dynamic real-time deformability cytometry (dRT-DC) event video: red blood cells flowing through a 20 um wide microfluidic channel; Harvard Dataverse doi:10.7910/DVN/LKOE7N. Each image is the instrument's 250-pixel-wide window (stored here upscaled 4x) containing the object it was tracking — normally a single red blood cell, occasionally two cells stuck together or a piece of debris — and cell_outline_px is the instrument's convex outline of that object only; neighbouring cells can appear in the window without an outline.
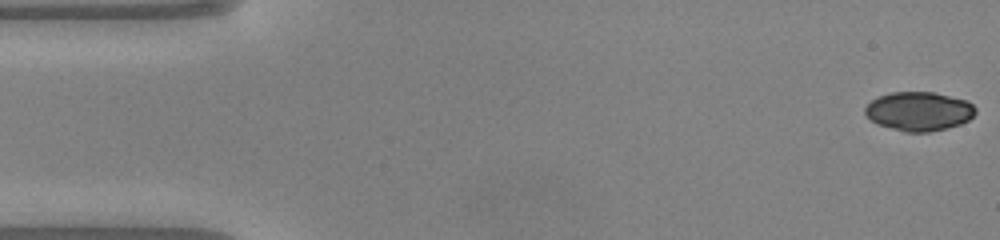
{"species": "common noctule bat (a hibernating species)", "species_latin": "Nyctalus noctula", "temperature_condition": "warm", "stored_images_in_passage": 49, "camera_frame_rate_fps": 3000, "um_per_image_px": 0.085, "animal": {"sex": "male", "body_mass_g": 20.0, "forearm_length_mm": 53.3}, "frame": {"image": 1, "passage_image": 1, "time_ms": 0.0, "image_size_px": [1000, 240], "cell_outline_px": [[976, 112], [968, 120], [960, 124], [928, 132], [904, 132], [876, 124], [864, 112], [864, 108], [872, 100], [880, 96], [892, 92], [932, 92], [968, 100], [976, 108]], "centroid_in_image_um": [78.11, 9.46], "position_along_channel_um": 6.9, "area_um2": 24.97}}
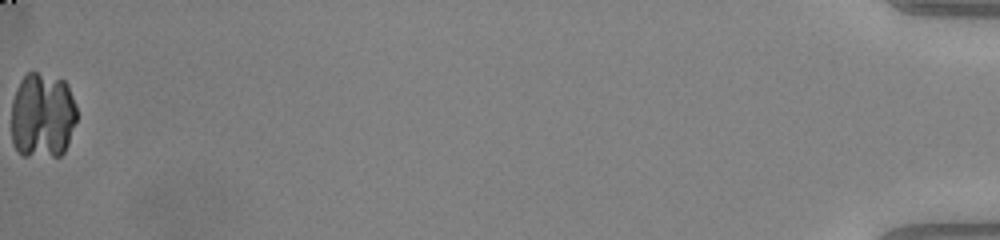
{"frame": {"image": 2, "passage_image": 49, "time_ms": 16.0, "image_size_px": [1000, 240], "cell_outline_px": [[76, 120], [68, 144], [64, 152], [60, 156], [24, 156], [12, 144], [12, 100], [16, 88], [20, 80], [28, 72], [36, 72], [64, 80], [68, 84], [76, 104]], "centroid_in_image_um": [3.61, 9.82], "position_along_channel_um": 431.6, "area_um2": 33.06}}